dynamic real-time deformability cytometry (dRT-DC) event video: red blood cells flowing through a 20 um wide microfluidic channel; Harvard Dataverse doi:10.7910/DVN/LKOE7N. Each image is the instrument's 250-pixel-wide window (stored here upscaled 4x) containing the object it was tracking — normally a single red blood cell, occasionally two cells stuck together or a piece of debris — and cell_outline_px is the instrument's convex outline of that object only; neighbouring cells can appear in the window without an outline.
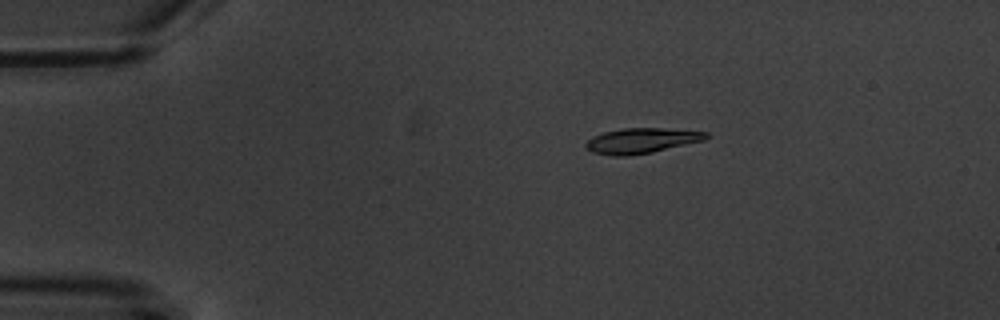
{"species": "common noctule bat (a hibernating species)", "species_latin": "Nyctalus noctula", "temperature_condition": "warm", "stored_images_in_passage": 5, "camera_frame_rate_fps": 3000, "um_per_image_px": 0.085, "animal": {"sex": "male", "body_mass_g": 20.1, "forearm_length_mm": 53.5}, "frame": {"image": 1, "passage_image": 1, "time_ms": 0.0, "image_size_px": [1000, 320], "cell_outline_px": [[708, 136], [704, 140], [652, 152], [628, 156], [612, 156], [592, 152], [584, 144], [592, 136], [604, 132], [624, 128], [660, 128], [708, 132]], "centroid_in_image_um": [54.5, 11.96], "position_along_channel_um": 30.5, "area_um2": 17.51}}